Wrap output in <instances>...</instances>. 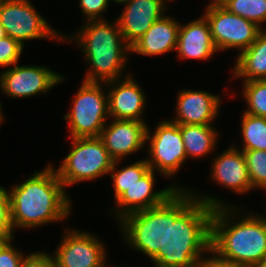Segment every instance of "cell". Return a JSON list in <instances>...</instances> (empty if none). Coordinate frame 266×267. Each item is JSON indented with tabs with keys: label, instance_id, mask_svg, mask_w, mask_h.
Listing matches in <instances>:
<instances>
[{
	"label": "cell",
	"instance_id": "1",
	"mask_svg": "<svg viewBox=\"0 0 266 267\" xmlns=\"http://www.w3.org/2000/svg\"><path fill=\"white\" fill-rule=\"evenodd\" d=\"M194 192L187 188L176 190L166 200L165 252H158L151 259L155 267L192 266L211 251L214 208L230 205L214 195Z\"/></svg>",
	"mask_w": 266,
	"mask_h": 267
},
{
	"label": "cell",
	"instance_id": "2",
	"mask_svg": "<svg viewBox=\"0 0 266 267\" xmlns=\"http://www.w3.org/2000/svg\"><path fill=\"white\" fill-rule=\"evenodd\" d=\"M8 193L13 229L62 221L71 213L70 199L52 164L35 171Z\"/></svg>",
	"mask_w": 266,
	"mask_h": 267
},
{
	"label": "cell",
	"instance_id": "3",
	"mask_svg": "<svg viewBox=\"0 0 266 267\" xmlns=\"http://www.w3.org/2000/svg\"><path fill=\"white\" fill-rule=\"evenodd\" d=\"M236 208L232 205L214 208L211 251L220 259L236 265L257 267L266 256V223L260 214L251 213L236 222L233 216L241 209Z\"/></svg>",
	"mask_w": 266,
	"mask_h": 267
},
{
	"label": "cell",
	"instance_id": "4",
	"mask_svg": "<svg viewBox=\"0 0 266 267\" xmlns=\"http://www.w3.org/2000/svg\"><path fill=\"white\" fill-rule=\"evenodd\" d=\"M112 24L104 20H88L82 28L73 34L72 42L77 44L84 54L85 61L90 65L83 81L106 83L121 80L125 70L130 47L126 44L117 20Z\"/></svg>",
	"mask_w": 266,
	"mask_h": 267
},
{
	"label": "cell",
	"instance_id": "5",
	"mask_svg": "<svg viewBox=\"0 0 266 267\" xmlns=\"http://www.w3.org/2000/svg\"><path fill=\"white\" fill-rule=\"evenodd\" d=\"M72 148L59 168H55L64 187L92 181L109 174L114 160L100 137L71 138Z\"/></svg>",
	"mask_w": 266,
	"mask_h": 267
},
{
	"label": "cell",
	"instance_id": "6",
	"mask_svg": "<svg viewBox=\"0 0 266 267\" xmlns=\"http://www.w3.org/2000/svg\"><path fill=\"white\" fill-rule=\"evenodd\" d=\"M103 84L83 81L79 87L72 108L64 115L71 138L100 136L109 118L108 95L103 92Z\"/></svg>",
	"mask_w": 266,
	"mask_h": 267
},
{
	"label": "cell",
	"instance_id": "7",
	"mask_svg": "<svg viewBox=\"0 0 266 267\" xmlns=\"http://www.w3.org/2000/svg\"><path fill=\"white\" fill-rule=\"evenodd\" d=\"M119 223L126 244L150 260L158 252H165L166 201L156 207L130 213Z\"/></svg>",
	"mask_w": 266,
	"mask_h": 267
},
{
	"label": "cell",
	"instance_id": "8",
	"mask_svg": "<svg viewBox=\"0 0 266 267\" xmlns=\"http://www.w3.org/2000/svg\"><path fill=\"white\" fill-rule=\"evenodd\" d=\"M0 24L7 36L24 42L33 39H53L62 41L64 35L51 28L29 0L0 1Z\"/></svg>",
	"mask_w": 266,
	"mask_h": 267
},
{
	"label": "cell",
	"instance_id": "9",
	"mask_svg": "<svg viewBox=\"0 0 266 267\" xmlns=\"http://www.w3.org/2000/svg\"><path fill=\"white\" fill-rule=\"evenodd\" d=\"M147 141H150L148 144L150 158H146V161L152 170L164 175L165 178L179 172L180 167L187 160L180 125L172 122L171 119L161 121L155 127L152 135L147 126Z\"/></svg>",
	"mask_w": 266,
	"mask_h": 267
},
{
	"label": "cell",
	"instance_id": "10",
	"mask_svg": "<svg viewBox=\"0 0 266 267\" xmlns=\"http://www.w3.org/2000/svg\"><path fill=\"white\" fill-rule=\"evenodd\" d=\"M209 24L211 37L217 51L249 48L263 29L223 6H207L203 15Z\"/></svg>",
	"mask_w": 266,
	"mask_h": 267
},
{
	"label": "cell",
	"instance_id": "11",
	"mask_svg": "<svg viewBox=\"0 0 266 267\" xmlns=\"http://www.w3.org/2000/svg\"><path fill=\"white\" fill-rule=\"evenodd\" d=\"M62 81V75L45 66H20L16 63L0 74V89L12 98H28L47 93Z\"/></svg>",
	"mask_w": 266,
	"mask_h": 267
},
{
	"label": "cell",
	"instance_id": "12",
	"mask_svg": "<svg viewBox=\"0 0 266 267\" xmlns=\"http://www.w3.org/2000/svg\"><path fill=\"white\" fill-rule=\"evenodd\" d=\"M56 249L52 256L57 267L106 266L105 246L88 232L67 229Z\"/></svg>",
	"mask_w": 266,
	"mask_h": 267
},
{
	"label": "cell",
	"instance_id": "13",
	"mask_svg": "<svg viewBox=\"0 0 266 267\" xmlns=\"http://www.w3.org/2000/svg\"><path fill=\"white\" fill-rule=\"evenodd\" d=\"M155 171L150 169L140 180L125 190L116 200V211L118 221L126 215L156 207L164 203L176 190H185V187L170 186L159 191H154Z\"/></svg>",
	"mask_w": 266,
	"mask_h": 267
},
{
	"label": "cell",
	"instance_id": "14",
	"mask_svg": "<svg viewBox=\"0 0 266 267\" xmlns=\"http://www.w3.org/2000/svg\"><path fill=\"white\" fill-rule=\"evenodd\" d=\"M105 84L109 87L108 93L105 92L108 95L109 118L144 122L141 115L146 106V95L130 74L123 76L121 81L118 79Z\"/></svg>",
	"mask_w": 266,
	"mask_h": 267
},
{
	"label": "cell",
	"instance_id": "15",
	"mask_svg": "<svg viewBox=\"0 0 266 267\" xmlns=\"http://www.w3.org/2000/svg\"><path fill=\"white\" fill-rule=\"evenodd\" d=\"M146 122L116 120L102 129L100 138L114 161L137 152L146 144Z\"/></svg>",
	"mask_w": 266,
	"mask_h": 267
},
{
	"label": "cell",
	"instance_id": "16",
	"mask_svg": "<svg viewBox=\"0 0 266 267\" xmlns=\"http://www.w3.org/2000/svg\"><path fill=\"white\" fill-rule=\"evenodd\" d=\"M222 99L207 91L181 90L177 96L176 109L171 121L178 125H212L220 112Z\"/></svg>",
	"mask_w": 266,
	"mask_h": 267
},
{
	"label": "cell",
	"instance_id": "17",
	"mask_svg": "<svg viewBox=\"0 0 266 267\" xmlns=\"http://www.w3.org/2000/svg\"><path fill=\"white\" fill-rule=\"evenodd\" d=\"M116 19L126 44L131 47L158 19L162 18L164 0H129Z\"/></svg>",
	"mask_w": 266,
	"mask_h": 267
},
{
	"label": "cell",
	"instance_id": "18",
	"mask_svg": "<svg viewBox=\"0 0 266 267\" xmlns=\"http://www.w3.org/2000/svg\"><path fill=\"white\" fill-rule=\"evenodd\" d=\"M215 158L211 168L213 182L240 195L253 189L241 149L230 146Z\"/></svg>",
	"mask_w": 266,
	"mask_h": 267
},
{
	"label": "cell",
	"instance_id": "19",
	"mask_svg": "<svg viewBox=\"0 0 266 267\" xmlns=\"http://www.w3.org/2000/svg\"><path fill=\"white\" fill-rule=\"evenodd\" d=\"M216 51L209 24L203 15L185 25L180 24L176 47L180 59L209 60Z\"/></svg>",
	"mask_w": 266,
	"mask_h": 267
},
{
	"label": "cell",
	"instance_id": "20",
	"mask_svg": "<svg viewBox=\"0 0 266 267\" xmlns=\"http://www.w3.org/2000/svg\"><path fill=\"white\" fill-rule=\"evenodd\" d=\"M180 23L166 14L155 21L131 47L130 52L143 56L163 55L177 47Z\"/></svg>",
	"mask_w": 266,
	"mask_h": 267
},
{
	"label": "cell",
	"instance_id": "21",
	"mask_svg": "<svg viewBox=\"0 0 266 267\" xmlns=\"http://www.w3.org/2000/svg\"><path fill=\"white\" fill-rule=\"evenodd\" d=\"M233 78L243 82L266 80V29H262L252 45L239 52L235 61Z\"/></svg>",
	"mask_w": 266,
	"mask_h": 267
},
{
	"label": "cell",
	"instance_id": "22",
	"mask_svg": "<svg viewBox=\"0 0 266 267\" xmlns=\"http://www.w3.org/2000/svg\"><path fill=\"white\" fill-rule=\"evenodd\" d=\"M180 132L187 159L202 158L216 149L219 135L213 125H180Z\"/></svg>",
	"mask_w": 266,
	"mask_h": 267
},
{
	"label": "cell",
	"instance_id": "23",
	"mask_svg": "<svg viewBox=\"0 0 266 267\" xmlns=\"http://www.w3.org/2000/svg\"><path fill=\"white\" fill-rule=\"evenodd\" d=\"M242 150L266 151V117L243 112L241 116Z\"/></svg>",
	"mask_w": 266,
	"mask_h": 267
},
{
	"label": "cell",
	"instance_id": "24",
	"mask_svg": "<svg viewBox=\"0 0 266 267\" xmlns=\"http://www.w3.org/2000/svg\"><path fill=\"white\" fill-rule=\"evenodd\" d=\"M119 161H114L109 174L113 180L114 199L116 200L125 190L140 180L151 168L146 159L135 161L122 169H117Z\"/></svg>",
	"mask_w": 266,
	"mask_h": 267
},
{
	"label": "cell",
	"instance_id": "25",
	"mask_svg": "<svg viewBox=\"0 0 266 267\" xmlns=\"http://www.w3.org/2000/svg\"><path fill=\"white\" fill-rule=\"evenodd\" d=\"M243 98L248 108L243 111L250 115L266 117V80L243 82Z\"/></svg>",
	"mask_w": 266,
	"mask_h": 267
},
{
	"label": "cell",
	"instance_id": "26",
	"mask_svg": "<svg viewBox=\"0 0 266 267\" xmlns=\"http://www.w3.org/2000/svg\"><path fill=\"white\" fill-rule=\"evenodd\" d=\"M223 7L259 27L266 21V0H229Z\"/></svg>",
	"mask_w": 266,
	"mask_h": 267
},
{
	"label": "cell",
	"instance_id": "27",
	"mask_svg": "<svg viewBox=\"0 0 266 267\" xmlns=\"http://www.w3.org/2000/svg\"><path fill=\"white\" fill-rule=\"evenodd\" d=\"M253 190L255 188L266 190V151H242Z\"/></svg>",
	"mask_w": 266,
	"mask_h": 267
},
{
	"label": "cell",
	"instance_id": "28",
	"mask_svg": "<svg viewBox=\"0 0 266 267\" xmlns=\"http://www.w3.org/2000/svg\"><path fill=\"white\" fill-rule=\"evenodd\" d=\"M8 189L0 186V242L14 238Z\"/></svg>",
	"mask_w": 266,
	"mask_h": 267
},
{
	"label": "cell",
	"instance_id": "29",
	"mask_svg": "<svg viewBox=\"0 0 266 267\" xmlns=\"http://www.w3.org/2000/svg\"><path fill=\"white\" fill-rule=\"evenodd\" d=\"M24 46L17 40L6 36L0 40V66L8 67L18 63Z\"/></svg>",
	"mask_w": 266,
	"mask_h": 267
},
{
	"label": "cell",
	"instance_id": "30",
	"mask_svg": "<svg viewBox=\"0 0 266 267\" xmlns=\"http://www.w3.org/2000/svg\"><path fill=\"white\" fill-rule=\"evenodd\" d=\"M12 240L0 242V267H23L26 255L14 247Z\"/></svg>",
	"mask_w": 266,
	"mask_h": 267
},
{
	"label": "cell",
	"instance_id": "31",
	"mask_svg": "<svg viewBox=\"0 0 266 267\" xmlns=\"http://www.w3.org/2000/svg\"><path fill=\"white\" fill-rule=\"evenodd\" d=\"M79 6L82 9L86 21L88 20H104L101 16L103 12L108 10L110 0H79Z\"/></svg>",
	"mask_w": 266,
	"mask_h": 267
},
{
	"label": "cell",
	"instance_id": "32",
	"mask_svg": "<svg viewBox=\"0 0 266 267\" xmlns=\"http://www.w3.org/2000/svg\"><path fill=\"white\" fill-rule=\"evenodd\" d=\"M23 267H57V264L52 255L36 251L25 257Z\"/></svg>",
	"mask_w": 266,
	"mask_h": 267
},
{
	"label": "cell",
	"instance_id": "33",
	"mask_svg": "<svg viewBox=\"0 0 266 267\" xmlns=\"http://www.w3.org/2000/svg\"><path fill=\"white\" fill-rule=\"evenodd\" d=\"M211 257H203V259L200 262V267H242L239 265H236L232 262L225 261L223 259H220L214 252H209Z\"/></svg>",
	"mask_w": 266,
	"mask_h": 267
},
{
	"label": "cell",
	"instance_id": "34",
	"mask_svg": "<svg viewBox=\"0 0 266 267\" xmlns=\"http://www.w3.org/2000/svg\"><path fill=\"white\" fill-rule=\"evenodd\" d=\"M229 0H212L207 6H223Z\"/></svg>",
	"mask_w": 266,
	"mask_h": 267
},
{
	"label": "cell",
	"instance_id": "35",
	"mask_svg": "<svg viewBox=\"0 0 266 267\" xmlns=\"http://www.w3.org/2000/svg\"><path fill=\"white\" fill-rule=\"evenodd\" d=\"M6 36H7L6 31H5L4 27L0 24V40Z\"/></svg>",
	"mask_w": 266,
	"mask_h": 267
},
{
	"label": "cell",
	"instance_id": "36",
	"mask_svg": "<svg viewBox=\"0 0 266 267\" xmlns=\"http://www.w3.org/2000/svg\"><path fill=\"white\" fill-rule=\"evenodd\" d=\"M112 1V0H111ZM129 0H113V2H116V4L118 3V4H124V3H126V2H128Z\"/></svg>",
	"mask_w": 266,
	"mask_h": 267
},
{
	"label": "cell",
	"instance_id": "37",
	"mask_svg": "<svg viewBox=\"0 0 266 267\" xmlns=\"http://www.w3.org/2000/svg\"><path fill=\"white\" fill-rule=\"evenodd\" d=\"M4 116L2 115V106L0 103V124L3 122Z\"/></svg>",
	"mask_w": 266,
	"mask_h": 267
},
{
	"label": "cell",
	"instance_id": "38",
	"mask_svg": "<svg viewBox=\"0 0 266 267\" xmlns=\"http://www.w3.org/2000/svg\"><path fill=\"white\" fill-rule=\"evenodd\" d=\"M257 267H266V256L264 260Z\"/></svg>",
	"mask_w": 266,
	"mask_h": 267
},
{
	"label": "cell",
	"instance_id": "39",
	"mask_svg": "<svg viewBox=\"0 0 266 267\" xmlns=\"http://www.w3.org/2000/svg\"><path fill=\"white\" fill-rule=\"evenodd\" d=\"M186 267H200V262H197V263L193 264L192 266H186Z\"/></svg>",
	"mask_w": 266,
	"mask_h": 267
},
{
	"label": "cell",
	"instance_id": "40",
	"mask_svg": "<svg viewBox=\"0 0 266 267\" xmlns=\"http://www.w3.org/2000/svg\"><path fill=\"white\" fill-rule=\"evenodd\" d=\"M261 218L263 219V221L266 223V217L261 216Z\"/></svg>",
	"mask_w": 266,
	"mask_h": 267
}]
</instances>
